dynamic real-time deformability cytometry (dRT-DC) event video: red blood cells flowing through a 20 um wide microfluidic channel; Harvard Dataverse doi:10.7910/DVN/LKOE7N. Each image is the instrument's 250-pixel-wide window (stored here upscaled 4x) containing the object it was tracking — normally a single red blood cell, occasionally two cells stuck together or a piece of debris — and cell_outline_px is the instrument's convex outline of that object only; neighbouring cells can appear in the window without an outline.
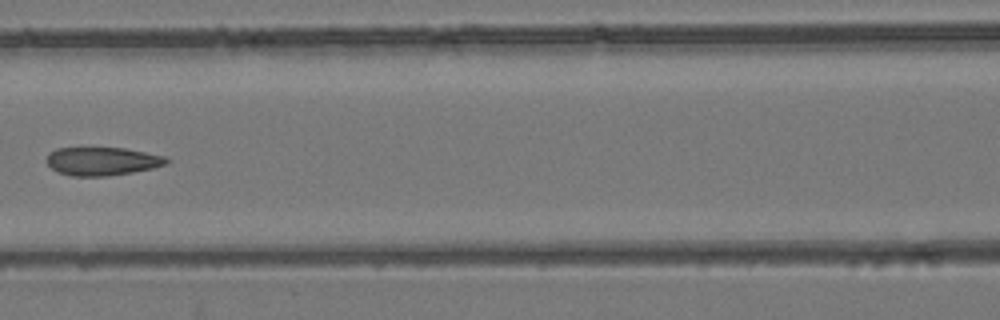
{"species": "common noctule bat (a hibernating species)", "species_latin": "Nyctalus noctula", "temperature_condition": "room temperature", "stored_images_in_passage": 5, "camera_frame_rate_fps": 3000, "um_per_image_px": 0.085, "animal": {"sex": "female", "body_mass_g": 24.6, "forearm_length_mm": 56.2}, "frame": {"image": 1, "passage_image": 5, "time_ms": 4.667, "image_size_px": [1000, 320], "cell_outline_px": [[172, 160], [168, 164], [152, 168], [132, 172], [108, 176], [72, 176], [60, 172], [52, 168], [48, 164], [48, 156], [56, 148], [124, 148], [164, 156]], "centroid_in_image_um": [8.75, 13.71], "position_along_channel_um": 157.9, "area_um2": 19.54}}